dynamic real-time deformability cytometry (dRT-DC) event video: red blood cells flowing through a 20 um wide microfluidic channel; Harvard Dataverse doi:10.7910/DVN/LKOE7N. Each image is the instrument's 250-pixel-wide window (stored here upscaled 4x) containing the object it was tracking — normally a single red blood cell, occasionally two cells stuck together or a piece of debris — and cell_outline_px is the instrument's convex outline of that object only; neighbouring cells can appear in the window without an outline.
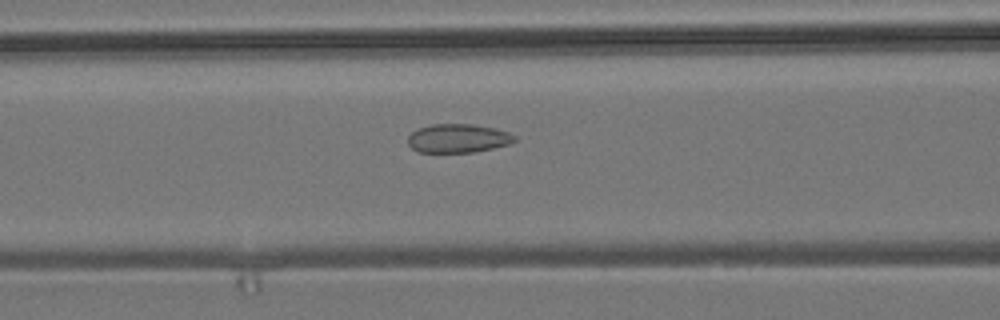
{"species": "common noctule bat (a hibernating species)", "species_latin": "Nyctalus noctula", "temperature_condition": "room temperature", "stored_images_in_passage": 36, "camera_frame_rate_fps": 3000, "um_per_image_px": 0.085, "animal": {"sex": "male", "body_mass_g": 19.2, "forearm_length_mm": 51.8}, "frame": {"image": 1, "passage_image": 10, "time_ms": 3.0, "image_size_px": [1000, 320], "cell_outline_px": [[516, 140], [508, 144], [476, 152], [420, 152], [412, 148], [408, 144], [408, 136], [412, 132], [420, 128], [432, 124], [472, 124], [496, 128], [508, 132], [516, 136]], "centroid_in_image_um": [38.94, 11.75], "position_along_channel_um": 127.7, "area_um2": 17.8}}
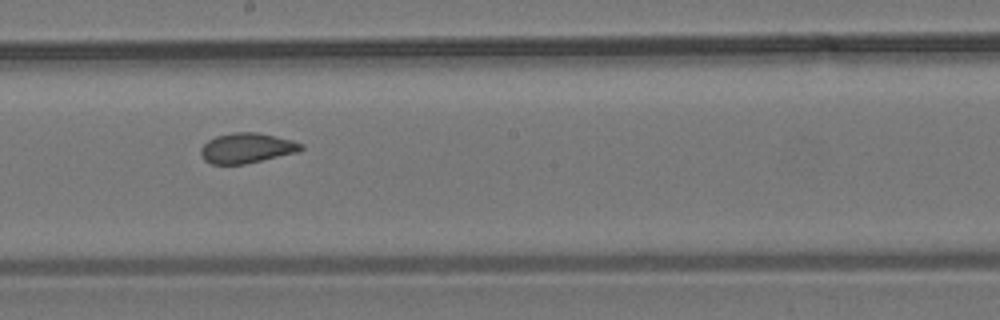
{"frame": {"image": 2, "passage_image": 18, "time_ms": 5.667, "image_size_px": [1000, 320], "cell_outline_px": [[304, 148], [296, 152], [244, 164], [212, 164], [204, 160], [200, 152], [200, 148], [208, 140], [216, 136], [232, 132], [256, 132], [276, 136], [292, 140], [304, 144]], "centroid_in_image_um": [20.96, 12.57], "position_along_channel_um": 227.2, "area_um2": 17.51}}
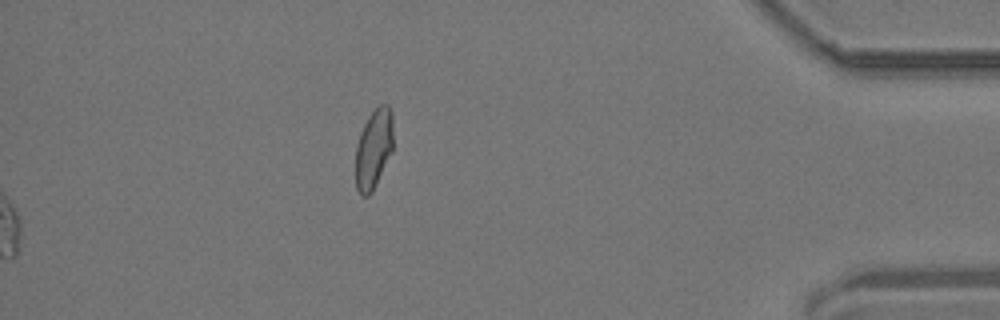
{"frame": {"image": 3, "passage_image": 36, "time_ms": 11.667, "image_size_px": [1000, 320], "cell_outline_px": [[392, 152], [372, 192], [368, 196], [360, 196], [356, 188], [356, 144], [360, 132], [368, 116], [380, 104], [388, 104], [392, 112]], "centroid_in_image_um": [31.75, 12.65], "position_along_channel_um": 403.4, "area_um2": 17.51}, "authors_computed_cell_mechanics": {"area_um2": 17.9469, "velocity_mm_per_s": 3.7287, "shape_relaxation_time_tau1_ms": null, "shape_relaxation_time_tau2_ms": 1.2858, "deformation_change_tau1": null, "deformation_change_tau2": 0.0623}}